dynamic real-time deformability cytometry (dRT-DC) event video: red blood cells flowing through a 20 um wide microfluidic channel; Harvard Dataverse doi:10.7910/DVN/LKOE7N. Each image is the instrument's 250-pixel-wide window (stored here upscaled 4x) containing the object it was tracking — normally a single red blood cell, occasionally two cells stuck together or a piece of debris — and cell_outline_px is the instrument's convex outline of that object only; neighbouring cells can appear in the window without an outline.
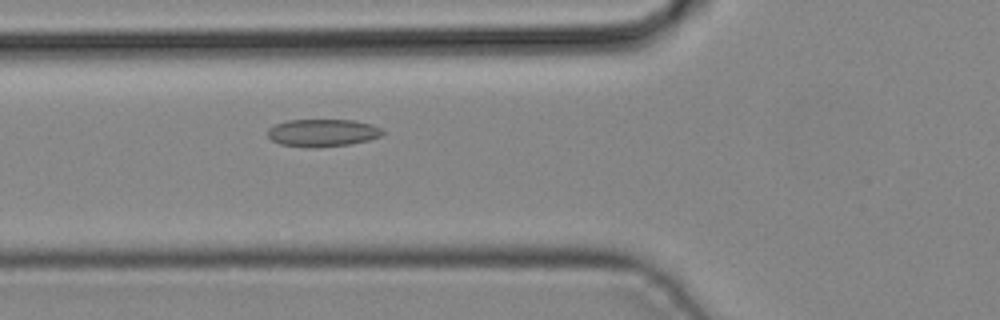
{"species": "common noctule bat (a hibernating species)", "species_latin": "Nyctalus noctula", "temperature_condition": "cold", "stored_images_in_passage": 32, "camera_frame_rate_fps": 3000, "um_per_image_px": 0.085, "animal": {"sex": "male", "body_mass_g": 19.2, "forearm_length_mm": 51.8}, "frame": {"image": 1, "passage_image": 5, "time_ms": 1.333, "image_size_px": [1000, 320], "cell_outline_px": [[384, 132], [380, 136], [368, 140], [348, 144], [316, 148], [308, 148], [280, 144], [272, 140], [268, 136], [268, 128], [284, 120], [356, 120], [372, 124], [380, 128]], "centroid_in_image_um": [27.39, 11.29], "position_along_channel_um": 98.4, "area_um2": 18.5}}
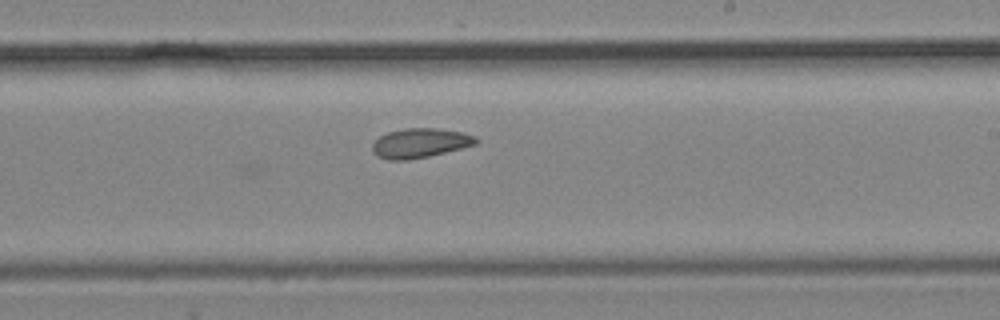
{"frame": {"image": 2, "passage_image": 15, "time_ms": 4.667, "image_size_px": [1000, 320], "cell_outline_px": [[480, 140], [476, 144], [428, 156], [408, 160], [388, 160], [376, 156], [372, 152], [372, 144], [380, 136], [388, 132], [404, 128], [436, 128], [460, 132], [476, 136]], "centroid_in_image_um": [35.67, 12.16], "position_along_channel_um": 253.3, "area_um2": 17.74}}
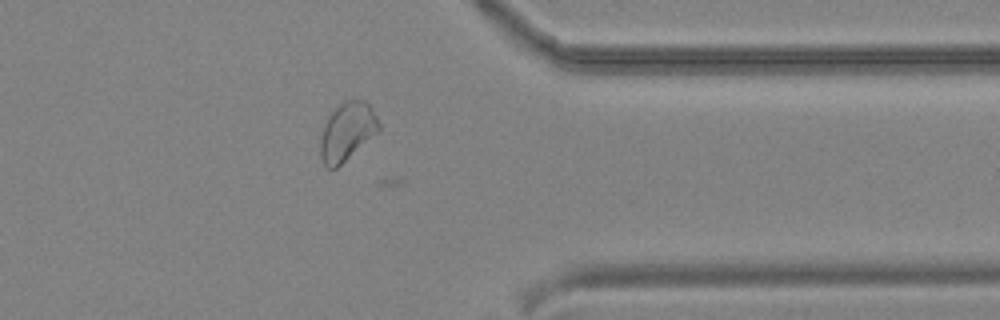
{"frame": {"image": 3, "passage_image": 24, "time_ms": 7.667, "image_size_px": [1000, 320], "cell_outline_px": [[380, 128], [376, 132], [336, 168], [328, 168], [324, 164], [320, 156], [320, 140], [324, 124], [328, 116], [340, 104], [348, 100], [364, 100], [372, 108], [380, 124]], "centroid_in_image_um": [29.48, 11.17], "position_along_channel_um": 381.9, "area_um2": 19.25}}